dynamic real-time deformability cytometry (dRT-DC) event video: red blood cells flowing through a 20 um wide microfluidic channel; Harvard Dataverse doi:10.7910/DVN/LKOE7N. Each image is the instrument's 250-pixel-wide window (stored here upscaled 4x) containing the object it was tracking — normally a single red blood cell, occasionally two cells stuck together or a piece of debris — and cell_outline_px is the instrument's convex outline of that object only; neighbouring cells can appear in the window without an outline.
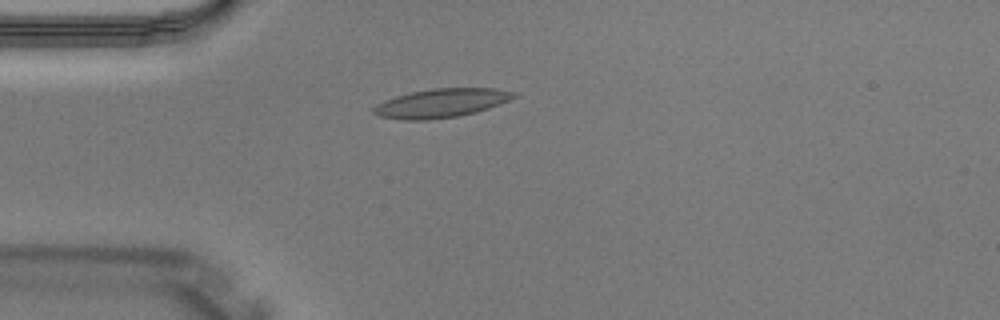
{"species": "Egyptian fruit bat (a non-hibernating species)", "species_latin": "Rousettus aegyptiacus", "temperature_condition": "warm", "stored_images_in_passage": 4, "camera_frame_rate_fps": 3000, "um_per_image_px": 0.085, "animal": {"sex": "male"}, "frame": {"image": 1, "passage_image": 4, "time_ms": 1.0, "image_size_px": [1000, 320], "cell_outline_px": [[516, 96], [508, 100], [488, 108], [476, 112], [456, 116], [428, 120], [400, 120], [376, 116], [372, 112], [372, 108], [376, 104], [384, 100], [396, 96], [412, 92], [432, 88], [496, 88], [512, 92]], "centroid_in_image_um": [37.41, 8.77], "position_along_channel_um": 47.6, "area_um2": 23.47}}